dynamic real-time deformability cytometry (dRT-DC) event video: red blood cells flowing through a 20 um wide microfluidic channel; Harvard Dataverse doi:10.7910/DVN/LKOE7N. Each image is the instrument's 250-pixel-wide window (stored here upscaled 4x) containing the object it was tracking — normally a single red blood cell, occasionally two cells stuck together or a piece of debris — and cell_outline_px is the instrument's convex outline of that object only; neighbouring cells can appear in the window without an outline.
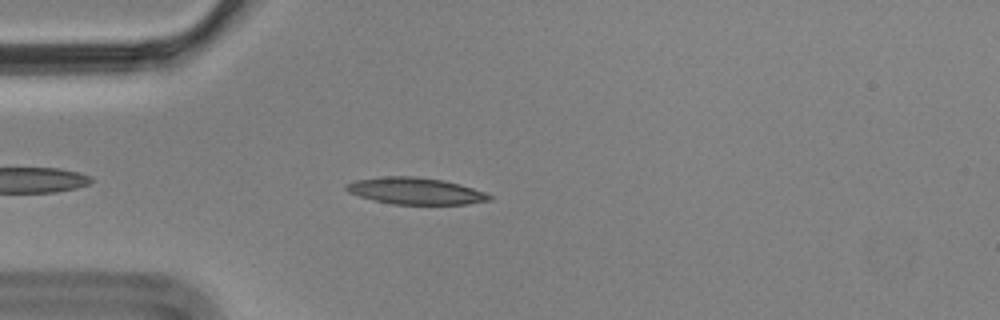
{"species": "Egyptian fruit bat (a non-hibernating species)", "species_latin": "Rousettus aegyptiacus", "temperature_condition": "cold", "stored_images_in_passage": 1, "camera_frame_rate_fps": 3000, "um_per_image_px": 0.085, "animal": {"sex": "male"}, "frame": {"image": 1, "passage_image": 1, "time_ms": 0.0, "image_size_px": [1000, 320], "cell_outline_px": [[492, 200], [468, 204], [392, 204], [360, 196], [348, 192], [344, 188], [344, 184], [356, 180], [384, 176], [416, 176], [444, 180], [460, 184], [484, 192], [492, 196]], "centroid_in_image_um": [35.32, 16.22], "position_along_channel_um": 49.7, "area_um2": 22.25}}